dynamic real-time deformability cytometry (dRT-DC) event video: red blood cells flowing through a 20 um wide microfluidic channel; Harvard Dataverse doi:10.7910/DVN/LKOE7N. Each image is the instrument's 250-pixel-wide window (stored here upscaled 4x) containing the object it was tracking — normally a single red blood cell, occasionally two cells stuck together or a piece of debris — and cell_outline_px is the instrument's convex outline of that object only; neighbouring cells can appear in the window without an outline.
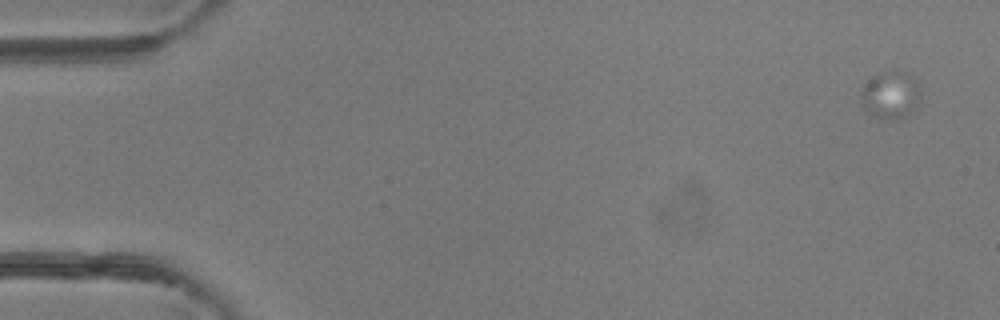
{"species": "common noctule bat (a hibernating species)", "species_latin": "Nyctalus noctula", "temperature_condition": "room temperature", "stored_images_in_passage": 6, "camera_frame_rate_fps": 3000, "um_per_image_px": 0.085, "animal": {"sex": "female"}, "frame": {"image": 1, "passage_image": 1, "time_ms": 0.0, "image_size_px": [1000, 320], "cell_outline_px": [[920, 100], [908, 116], [900, 120], [880, 120], [872, 116], [864, 108], [860, 100], [860, 92], [864, 84], [872, 76], [880, 72], [892, 68], [900, 68], [908, 72], [916, 80], [920, 96]], "centroid_in_image_um": [75.68, 8.05], "position_along_channel_um": 9.3, "area_um2": 17.4}}
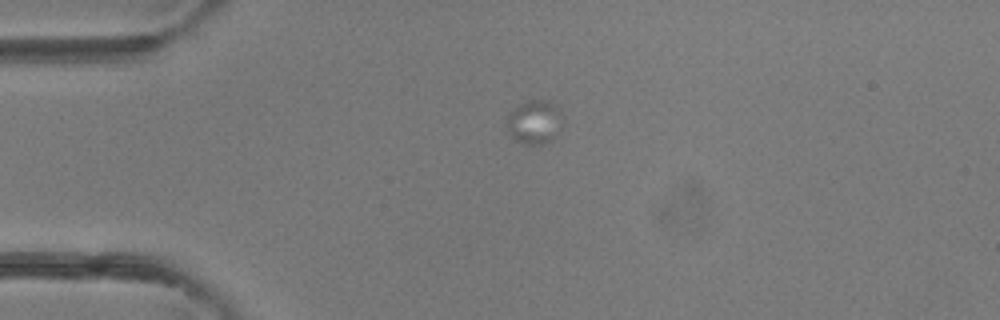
{"frame": {"image": 2, "passage_image": 4, "time_ms": 3.333, "image_size_px": [1000, 320], "cell_outline_px": [[556, 136], [544, 144], [524, 144], [516, 140], [508, 132], [508, 112], [512, 108], [528, 100], [552, 100], [556, 108]], "centroid_in_image_um": [45.31, 10.36], "position_along_channel_um": 39.7, "area_um2": 13.47}}
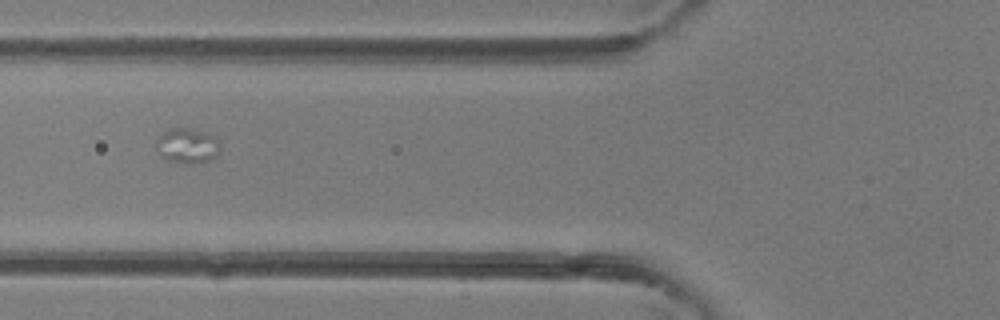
{"frame": {"image": 3, "passage_image": 6, "time_ms": 5.667, "image_size_px": [1000, 320], "cell_outline_px": [[220, 148], [216, 156], [208, 160], [192, 164], [168, 160], [160, 156], [156, 144], [156, 140], [164, 132], [172, 128], [188, 128], [208, 132], [216, 136], [220, 140]], "centroid_in_image_um": [15.96, 12.37], "position_along_channel_um": 109.8, "area_um2": 13.12}}